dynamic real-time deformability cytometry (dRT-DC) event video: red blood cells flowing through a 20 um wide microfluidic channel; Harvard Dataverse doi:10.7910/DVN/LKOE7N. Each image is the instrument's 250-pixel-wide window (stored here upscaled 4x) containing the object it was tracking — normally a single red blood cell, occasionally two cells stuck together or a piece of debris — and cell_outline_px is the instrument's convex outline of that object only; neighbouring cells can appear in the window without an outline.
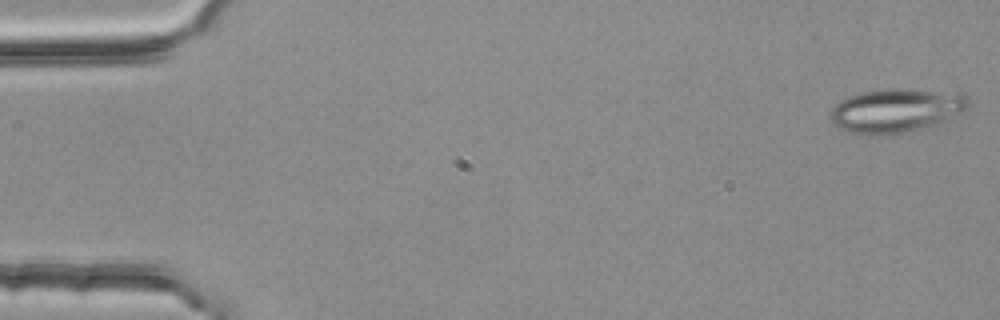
{"species": "common noctule bat (a hibernating species)", "species_latin": "Nyctalus noctula", "temperature_condition": "room temperature", "stored_images_in_passage": 4, "camera_frame_rate_fps": 3000, "um_per_image_px": 0.085, "animal": {"sex": "female", "body_mass_g": 25.1}, "frame": {"image": 1, "passage_image": 1, "time_ms": 0.0, "image_size_px": [1000, 320], "cell_outline_px": [[968, 104], [960, 112], [948, 120], [940, 124], [900, 132], [852, 132], [836, 128], [828, 116], [832, 108], [840, 100], [848, 96], [860, 92], [888, 88], [904, 88], [960, 92], [968, 96]], "centroid_in_image_um": [76.17, 9.33], "position_along_channel_um": 8.8, "area_um2": 34.91}}